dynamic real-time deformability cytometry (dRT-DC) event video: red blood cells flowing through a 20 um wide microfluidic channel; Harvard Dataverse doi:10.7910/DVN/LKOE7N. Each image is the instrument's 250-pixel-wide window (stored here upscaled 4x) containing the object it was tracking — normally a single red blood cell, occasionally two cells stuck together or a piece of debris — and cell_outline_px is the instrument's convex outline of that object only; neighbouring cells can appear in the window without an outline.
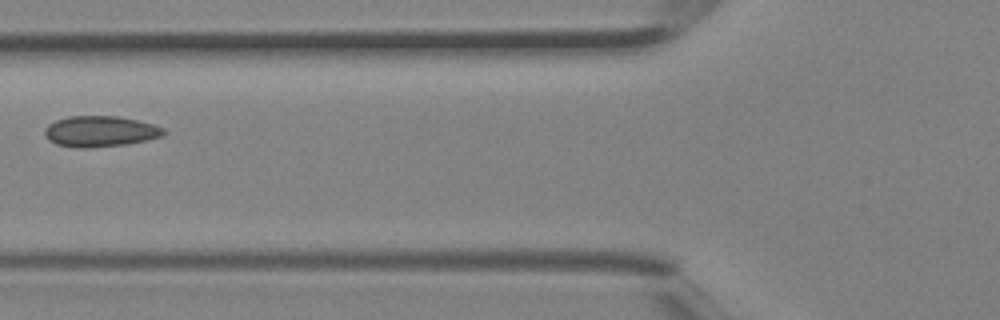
{"species": "Egyptian fruit bat (a non-hibernating species)", "species_latin": "Rousettus aegyptiacus", "temperature_condition": "room temperature", "stored_images_in_passage": 4, "camera_frame_rate_fps": 3000, "um_per_image_px": 0.085, "animal": {"sex": "female"}, "frame": {"image": 1, "passage_image": 4, "time_ms": 1.0, "image_size_px": [1000, 320], "cell_outline_px": [[168, 132], [164, 136], [148, 140], [128, 144], [88, 148], [76, 148], [56, 144], [48, 140], [44, 136], [44, 128], [48, 124], [56, 120], [68, 116], [116, 116], [136, 120], [152, 124], [164, 128]], "centroid_in_image_um": [8.51, 11.18], "position_along_channel_um": 117.3, "area_um2": 21.68}}